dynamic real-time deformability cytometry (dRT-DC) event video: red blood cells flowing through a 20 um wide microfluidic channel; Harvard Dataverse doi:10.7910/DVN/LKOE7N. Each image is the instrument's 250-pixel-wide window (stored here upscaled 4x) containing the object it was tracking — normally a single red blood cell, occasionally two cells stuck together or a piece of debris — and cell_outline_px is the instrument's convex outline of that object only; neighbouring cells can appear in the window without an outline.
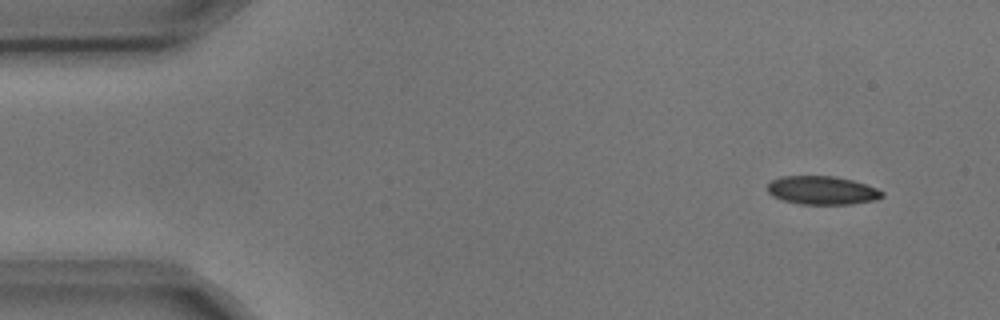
{"species": "common noctule bat (a hibernating species)", "species_latin": "Nyctalus noctula", "temperature_condition": "cold", "stored_images_in_passage": 4, "camera_frame_rate_fps": 3000, "um_per_image_px": 0.085, "animal": {"sex": "male", "body_mass_g": 17.9, "forearm_length_mm": 54.2}, "frame": {"image": 1, "passage_image": 1, "time_ms": 0.0, "image_size_px": [1000, 320], "cell_outline_px": [[884, 196], [876, 200], [852, 204], [800, 204], [784, 200], [772, 196], [768, 192], [768, 184], [772, 180], [780, 176], [836, 176], [852, 180], [876, 188], [884, 192]], "centroid_in_image_um": [69.89, 16.18], "position_along_channel_um": 15.1, "area_um2": 19.02}}
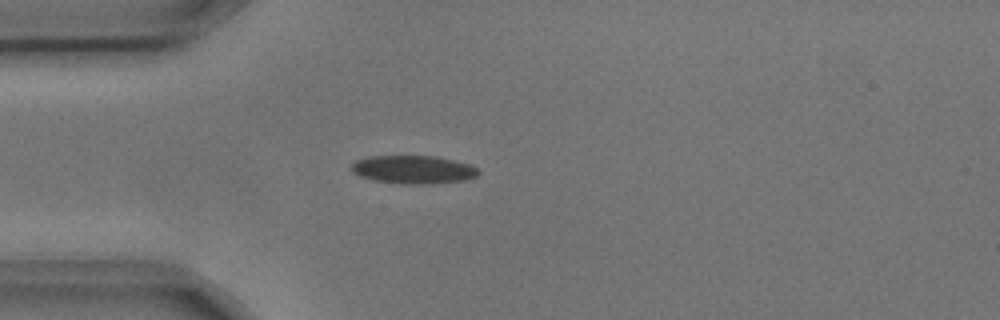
{"frame": {"image": 2, "passage_image": 4, "time_ms": 1.0, "image_size_px": [1000, 320], "cell_outline_px": [[480, 172], [476, 176], [464, 180], [432, 184], [404, 184], [376, 180], [360, 176], [352, 172], [352, 164], [356, 160], [368, 156], [436, 156], [468, 164], [476, 168]], "centroid_in_image_um": [35.12, 14.41], "position_along_channel_um": 49.9, "area_um2": 20.69}}